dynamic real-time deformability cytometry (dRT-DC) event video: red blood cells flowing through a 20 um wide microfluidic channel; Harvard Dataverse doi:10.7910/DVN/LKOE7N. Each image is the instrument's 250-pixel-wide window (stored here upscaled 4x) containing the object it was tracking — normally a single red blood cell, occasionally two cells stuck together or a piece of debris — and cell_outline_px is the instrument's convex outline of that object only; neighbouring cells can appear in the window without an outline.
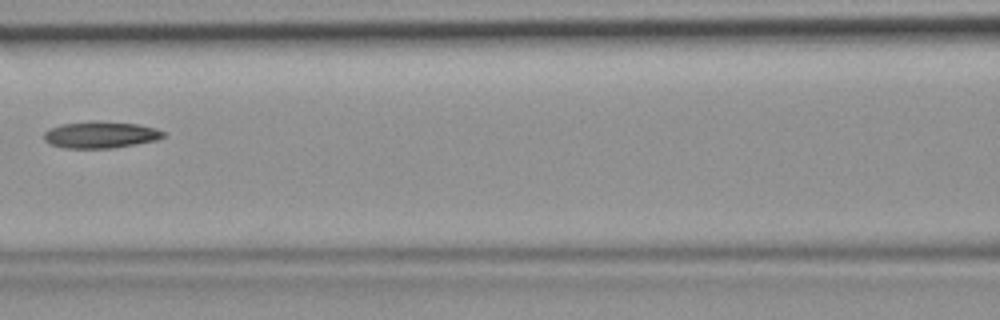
{"species": "common noctule bat (a hibernating species)", "species_latin": "Nyctalus noctula", "temperature_condition": "room temperature", "stored_images_in_passage": 7, "camera_frame_rate_fps": 3000, "um_per_image_px": 0.085, "animal": {"sex": "female", "body_mass_g": 19.9}, "frame": {"image": 1, "passage_image": 7, "time_ms": 2.0, "image_size_px": [1000, 320], "cell_outline_px": [[164, 136], [160, 140], [112, 148], [64, 148], [48, 144], [44, 140], [44, 132], [60, 124], [92, 120], [136, 124], [156, 128], [164, 132]], "centroid_in_image_um": [8.54, 11.46], "position_along_channel_um": 158.1, "area_um2": 18.73}}